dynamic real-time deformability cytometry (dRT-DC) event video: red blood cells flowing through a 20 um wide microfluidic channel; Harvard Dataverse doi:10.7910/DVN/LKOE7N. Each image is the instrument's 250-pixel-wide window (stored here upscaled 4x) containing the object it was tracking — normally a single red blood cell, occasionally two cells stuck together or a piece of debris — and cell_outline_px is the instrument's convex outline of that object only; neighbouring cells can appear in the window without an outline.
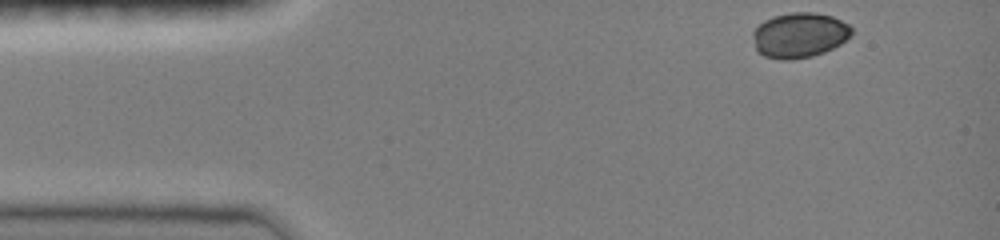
{"species": "common noctule bat (a hibernating species)", "species_latin": "Nyctalus noctula", "temperature_condition": "room temperature", "stored_images_in_passage": 15, "camera_frame_rate_fps": 3000, "um_per_image_px": 0.085, "animal": {"sex": "female", "body_mass_g": 19.0, "forearm_length_mm": 51.5}, "frame": {"image": 1, "passage_image": 1, "time_ms": 0.0, "image_size_px": [1000, 240], "cell_outline_px": [[852, 36], [840, 44], [824, 52], [812, 56], [788, 60], [780, 60], [764, 56], [756, 52], [752, 36], [752, 32], [764, 20], [776, 16], [792, 12], [816, 12], [832, 16], [848, 24], [852, 28]], "centroid_in_image_um": [67.94, 2.99], "position_along_channel_um": 17.1, "area_um2": 26.13}}
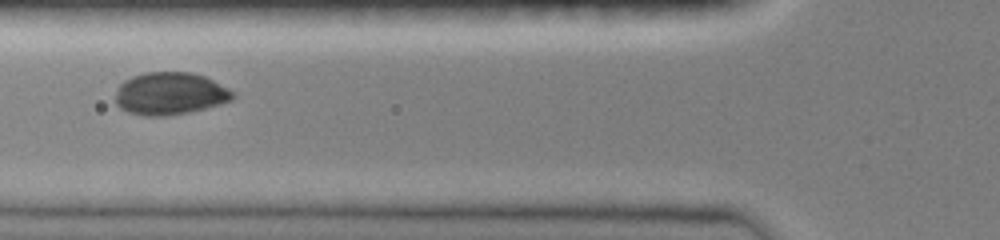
{"frame": {"image": 2, "passage_image": 11, "time_ms": 3.333, "image_size_px": [1000, 240], "cell_outline_px": [[236, 96], [232, 100], [220, 104], [188, 112], [168, 116], [144, 116], [128, 112], [120, 108], [116, 104], [116, 92], [120, 84], [124, 80], [132, 76], [144, 72], [192, 72], [204, 76], [228, 88]], "centroid_in_image_um": [14.43, 7.95], "position_along_channel_um": 111.4, "area_um2": 29.07}}
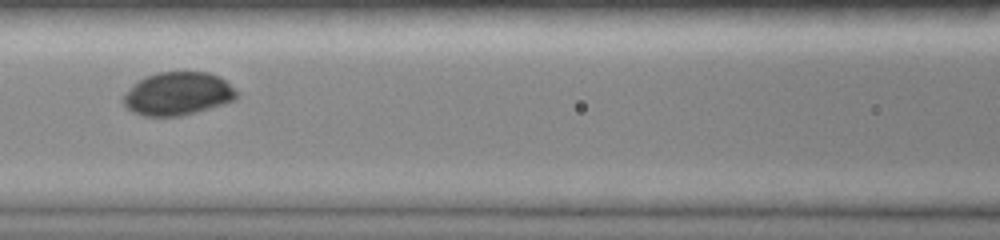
{"frame": {"image": 3, "passage_image": 13, "time_ms": 4.0, "image_size_px": [1000, 240], "cell_outline_px": [[240, 96], [236, 100], [224, 104], [196, 112], [180, 116], [140, 116], [132, 112], [124, 104], [124, 96], [140, 80], [156, 72], [208, 72], [220, 76]], "centroid_in_image_um": [15.16, 7.98], "position_along_channel_um": 151.4, "area_um2": 28.21}}